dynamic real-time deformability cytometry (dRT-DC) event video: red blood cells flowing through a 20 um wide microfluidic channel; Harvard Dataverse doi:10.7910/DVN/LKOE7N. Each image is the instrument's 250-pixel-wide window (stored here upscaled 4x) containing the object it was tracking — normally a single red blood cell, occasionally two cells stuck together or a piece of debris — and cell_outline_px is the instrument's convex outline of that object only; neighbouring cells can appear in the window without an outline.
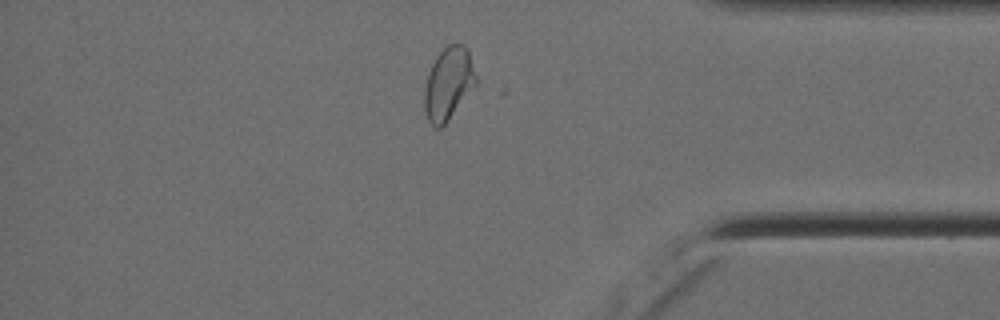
{"species": "Egyptian fruit bat (a non-hibernating species)", "species_latin": "Rousettus aegyptiacus", "temperature_condition": "cold", "stored_images_in_passage": 54, "camera_frame_rate_fps": 3000, "um_per_image_px": 0.085, "animal": {"sex": "female"}, "frame": {"image": 1, "passage_image": 46, "time_ms": 15.0, "image_size_px": [1000, 320], "cell_outline_px": [[476, 84], [448, 120], [440, 128], [436, 128], [428, 120], [424, 108], [424, 92], [428, 72], [436, 56], [448, 44], [464, 44], [468, 52], [476, 76]], "centroid_in_image_um": [38.09, 7.1], "position_along_channel_um": 397.1, "area_um2": 21.39}}